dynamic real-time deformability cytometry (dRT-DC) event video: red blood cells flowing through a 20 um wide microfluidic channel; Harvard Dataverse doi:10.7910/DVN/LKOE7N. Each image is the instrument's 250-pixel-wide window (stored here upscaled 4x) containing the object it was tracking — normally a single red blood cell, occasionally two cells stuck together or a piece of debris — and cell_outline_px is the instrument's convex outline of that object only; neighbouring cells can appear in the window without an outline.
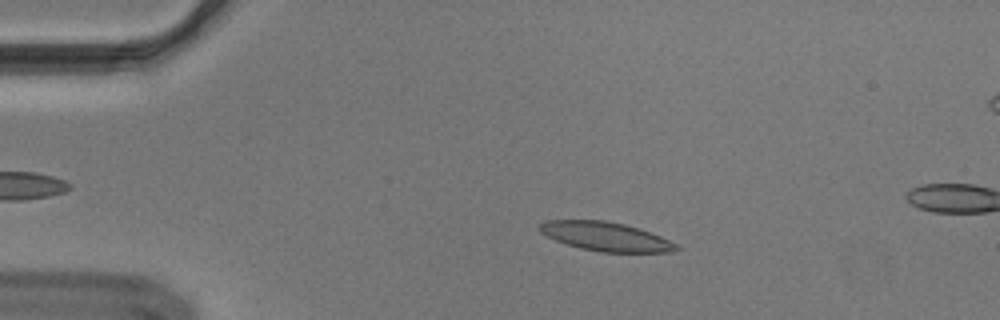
{"species": "Egyptian fruit bat (a non-hibernating species)", "species_latin": "Rousettus aegyptiacus", "temperature_condition": "cold", "stored_images_in_passage": 16, "camera_frame_rate_fps": 3000, "um_per_image_px": 0.085, "animal": {"sex": "male"}, "frame": {"image": 1, "passage_image": 10, "time_ms": 3.0, "image_size_px": [1000, 320], "cell_outline_px": [[680, 248], [668, 252], [600, 252], [580, 248], [556, 240], [540, 232], [536, 228], [544, 220], [604, 220], [624, 224], [660, 236], [676, 244]], "centroid_in_image_um": [51.43, 20.1], "position_along_channel_um": 33.6, "area_um2": 22.77}}